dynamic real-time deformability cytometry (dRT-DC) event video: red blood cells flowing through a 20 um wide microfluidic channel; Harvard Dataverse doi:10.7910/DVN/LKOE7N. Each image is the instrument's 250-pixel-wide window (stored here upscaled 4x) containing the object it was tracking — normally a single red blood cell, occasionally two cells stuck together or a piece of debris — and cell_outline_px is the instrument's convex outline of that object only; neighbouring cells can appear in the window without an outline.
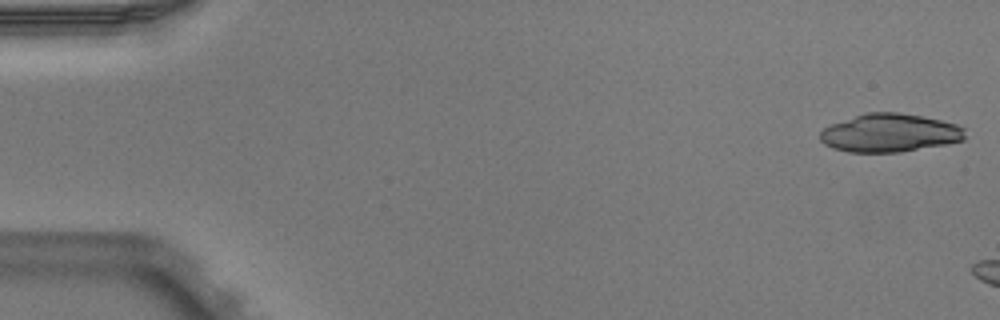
{"species": "Egyptian fruit bat (a non-hibernating species)", "species_latin": "Rousettus aegyptiacus", "temperature_condition": "warm", "stored_images_in_passage": 4, "camera_frame_rate_fps": 3000, "um_per_image_px": 0.085, "animal": {"sex": "male"}, "frame": {"image": 1, "passage_image": 1, "time_ms": 0.0, "image_size_px": [1000, 320], "cell_outline_px": [[964, 140], [948, 144], [900, 152], [848, 152], [832, 148], [824, 144], [820, 140], [820, 132], [824, 128], [832, 124], [864, 112], [900, 112], [940, 120], [956, 124], [964, 128]], "centroid_in_image_um": [75.61, 11.3], "position_along_channel_um": 9.4, "area_um2": 32.37}}